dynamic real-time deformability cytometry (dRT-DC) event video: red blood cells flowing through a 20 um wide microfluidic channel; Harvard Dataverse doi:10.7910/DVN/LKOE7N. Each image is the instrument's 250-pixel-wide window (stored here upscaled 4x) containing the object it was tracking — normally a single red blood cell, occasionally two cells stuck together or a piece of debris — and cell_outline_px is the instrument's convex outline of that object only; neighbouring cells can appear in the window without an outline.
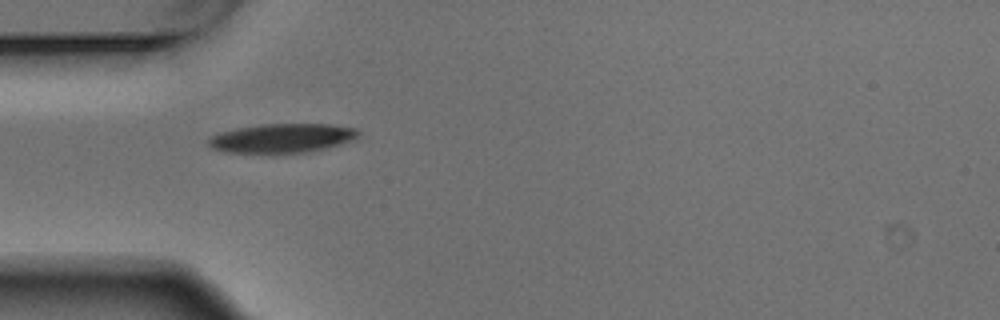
{"species": "Egyptian fruit bat (a non-hibernating species)", "species_latin": "Rousettus aegyptiacus", "temperature_condition": "warm", "stored_images_in_passage": 3, "camera_frame_rate_fps": 3000, "um_per_image_px": 0.085, "animal": {"sex": "male"}, "frame": {"image": 1, "passage_image": 3, "time_ms": 0.667, "image_size_px": [1000, 320], "cell_outline_px": [[360, 136], [356, 140], [324, 148], [304, 152], [224, 152], [212, 148], [208, 144], [208, 140], [212, 136], [220, 132], [236, 128], [260, 124], [332, 124], [356, 128], [360, 132]], "centroid_in_image_um": [24.02, 11.72], "position_along_channel_um": 61.0, "area_um2": 25.32}}